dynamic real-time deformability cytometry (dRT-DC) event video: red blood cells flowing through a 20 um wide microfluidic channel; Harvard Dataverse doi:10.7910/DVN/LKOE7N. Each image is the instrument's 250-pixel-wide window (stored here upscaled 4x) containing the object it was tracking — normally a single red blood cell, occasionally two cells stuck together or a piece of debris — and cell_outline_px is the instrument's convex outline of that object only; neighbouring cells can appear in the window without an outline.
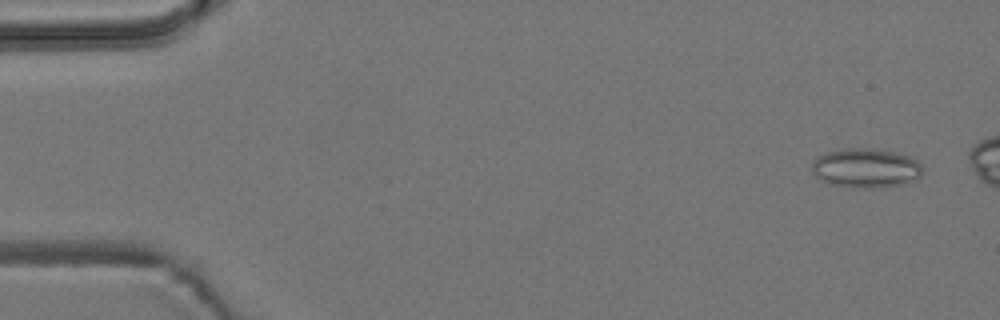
{"species": "common noctule bat (a hibernating species)", "species_latin": "Nyctalus noctula", "temperature_condition": "room temperature", "stored_images_in_passage": 6, "camera_frame_rate_fps": 3000, "um_per_image_px": 0.085, "animal": {"sex": "male", "body_mass_g": 19.2, "forearm_length_mm": 51.8}, "frame": {"image": 1, "passage_image": 6, "time_ms": 5.667, "image_size_px": [1000, 320], "cell_outline_px": [[924, 172], [916, 180], [900, 184], [872, 188], [852, 188], [828, 184], [820, 180], [812, 172], [812, 160], [816, 156], [824, 152], [844, 148], [872, 148], [896, 152], [908, 156], [916, 160], [924, 168]], "centroid_in_image_um": [73.56, 14.28], "position_along_channel_um": 11.4, "area_um2": 25.89}}